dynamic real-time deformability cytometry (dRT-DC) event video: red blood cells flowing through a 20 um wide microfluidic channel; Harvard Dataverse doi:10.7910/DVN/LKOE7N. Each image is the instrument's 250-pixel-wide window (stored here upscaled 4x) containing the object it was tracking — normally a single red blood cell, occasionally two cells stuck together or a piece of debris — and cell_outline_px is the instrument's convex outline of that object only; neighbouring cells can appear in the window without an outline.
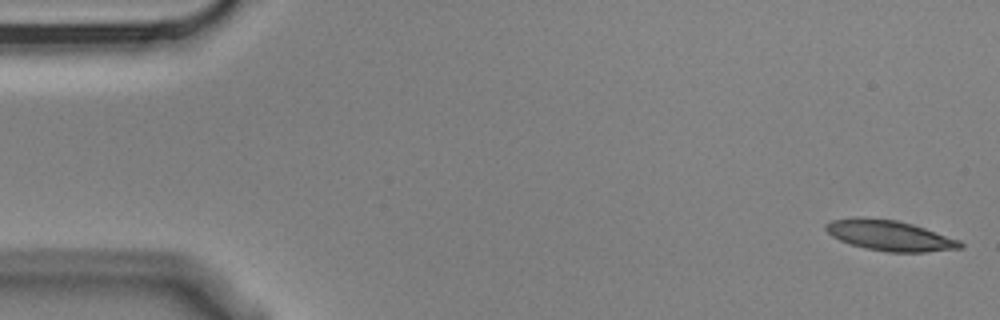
{"species": "Egyptian fruit bat (a non-hibernating species)", "species_latin": "Rousettus aegyptiacus", "temperature_condition": "cold", "stored_images_in_passage": 4, "camera_frame_rate_fps": 3000, "um_per_image_px": 0.085, "animal": {"sex": "male"}, "frame": {"image": 1, "passage_image": 1, "time_ms": 0.0, "image_size_px": [1000, 320], "cell_outline_px": [[964, 248], [928, 252], [888, 252], [864, 248], [840, 240], [832, 236], [824, 228], [824, 224], [832, 220], [852, 216], [860, 216], [896, 220], [912, 224], [960, 240], [964, 244]], "centroid_in_image_um": [75.61, 20.01], "position_along_channel_um": 9.4, "area_um2": 24.04}}
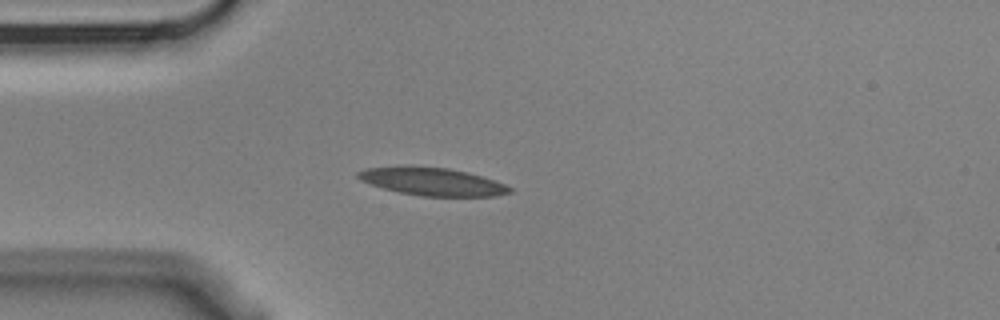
{"frame": {"image": 2, "passage_image": 4, "time_ms": 1.0, "image_size_px": [1000, 320], "cell_outline_px": [[512, 192], [496, 196], [420, 196], [400, 192], [384, 188], [360, 180], [356, 176], [356, 172], [364, 168], [404, 164], [448, 168], [468, 172], [504, 184], [512, 188]], "centroid_in_image_um": [36.67, 15.4], "position_along_channel_um": 48.3, "area_um2": 24.91}}